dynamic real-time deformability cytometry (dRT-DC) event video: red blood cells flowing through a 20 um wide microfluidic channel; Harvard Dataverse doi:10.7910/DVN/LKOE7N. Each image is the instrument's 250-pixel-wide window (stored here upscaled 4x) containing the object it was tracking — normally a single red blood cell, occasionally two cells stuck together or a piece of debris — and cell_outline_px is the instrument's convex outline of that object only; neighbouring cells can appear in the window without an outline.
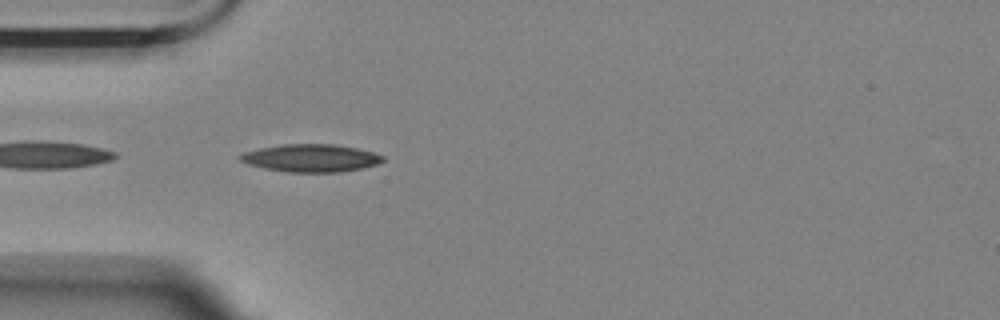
{"species": "Egyptian fruit bat (a non-hibernating species)", "species_latin": "Rousettus aegyptiacus", "temperature_condition": "room temperature", "stored_images_in_passage": 42, "camera_frame_rate_fps": 3000, "um_per_image_px": 0.085, "animal": {"sex": "female"}, "frame": {"image": 1, "passage_image": 2, "time_ms": 0.333, "image_size_px": [1000, 320], "cell_outline_px": [[384, 160], [376, 164], [360, 168], [340, 172], [288, 172], [264, 168], [248, 164], [240, 160], [236, 156], [244, 152], [260, 148], [284, 144], [332, 144], [356, 148], [372, 152], [384, 156]], "centroid_in_image_um": [26.39, 13.43], "position_along_channel_um": 58.6, "area_um2": 22.83}}
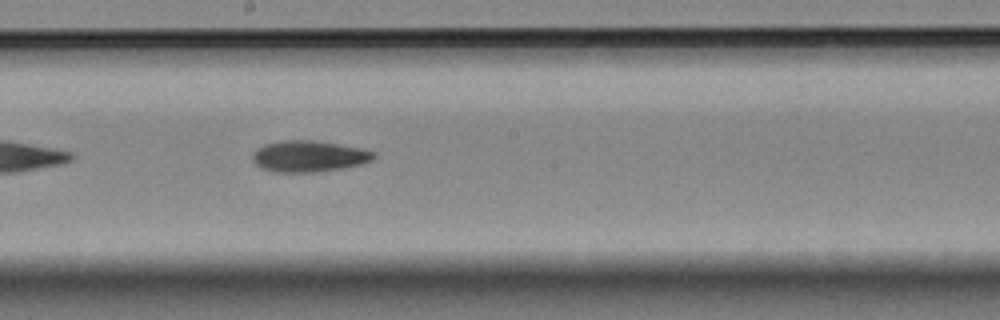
{"frame": {"image": 2, "passage_image": 16, "time_ms": 5.0, "image_size_px": [1000, 320], "cell_outline_px": [[376, 156], [372, 160], [360, 164], [340, 168], [316, 172], [276, 172], [260, 168], [252, 160], [252, 152], [256, 148], [264, 144], [280, 140], [312, 140], [364, 148], [376, 152]], "centroid_in_image_um": [26.23, 13.27], "position_along_channel_um": 222.0, "area_um2": 22.25}}
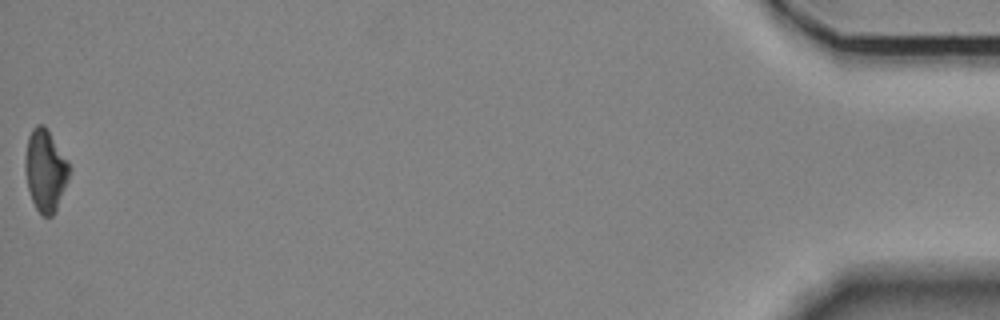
{"frame": {"image": 3, "passage_image": 42, "time_ms": 13.667, "image_size_px": [1000, 320], "cell_outline_px": [[68, 180], [56, 208], [52, 216], [40, 216], [32, 200], [28, 188], [24, 168], [24, 160], [28, 136], [32, 128], [36, 124], [44, 124], [68, 160]], "centroid_in_image_um": [3.82, 14.46], "position_along_channel_um": 431.4, "area_um2": 20.92}, "authors_computed_cell_mechanics": {"area_um2": 21.2704, "velocity_mm_per_s": 3.5359, "shape_relaxation_time_tau1_ms": 7.6467, "shape_relaxation_time_tau2_ms": 9.6455, "deformation_change_tau1": 0.2148, "deformation_change_tau2": 0.1866}}